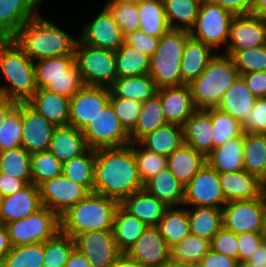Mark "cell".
<instances>
[{
    "label": "cell",
    "mask_w": 266,
    "mask_h": 267,
    "mask_svg": "<svg viewBox=\"0 0 266 267\" xmlns=\"http://www.w3.org/2000/svg\"><path fill=\"white\" fill-rule=\"evenodd\" d=\"M158 37L149 36L138 30L124 36V42L127 45L137 48L141 53L151 57L158 46Z\"/></svg>",
    "instance_id": "cell-58"
},
{
    "label": "cell",
    "mask_w": 266,
    "mask_h": 267,
    "mask_svg": "<svg viewBox=\"0 0 266 267\" xmlns=\"http://www.w3.org/2000/svg\"><path fill=\"white\" fill-rule=\"evenodd\" d=\"M229 40L225 51L266 45V21L251 14L234 16L230 23Z\"/></svg>",
    "instance_id": "cell-19"
},
{
    "label": "cell",
    "mask_w": 266,
    "mask_h": 267,
    "mask_svg": "<svg viewBox=\"0 0 266 267\" xmlns=\"http://www.w3.org/2000/svg\"><path fill=\"white\" fill-rule=\"evenodd\" d=\"M2 199L3 197L0 195V211H1Z\"/></svg>",
    "instance_id": "cell-77"
},
{
    "label": "cell",
    "mask_w": 266,
    "mask_h": 267,
    "mask_svg": "<svg viewBox=\"0 0 266 267\" xmlns=\"http://www.w3.org/2000/svg\"><path fill=\"white\" fill-rule=\"evenodd\" d=\"M206 163V157L183 143L167 156V168L185 187Z\"/></svg>",
    "instance_id": "cell-29"
},
{
    "label": "cell",
    "mask_w": 266,
    "mask_h": 267,
    "mask_svg": "<svg viewBox=\"0 0 266 267\" xmlns=\"http://www.w3.org/2000/svg\"><path fill=\"white\" fill-rule=\"evenodd\" d=\"M37 14L25 0H0V28L11 39Z\"/></svg>",
    "instance_id": "cell-37"
},
{
    "label": "cell",
    "mask_w": 266,
    "mask_h": 267,
    "mask_svg": "<svg viewBox=\"0 0 266 267\" xmlns=\"http://www.w3.org/2000/svg\"><path fill=\"white\" fill-rule=\"evenodd\" d=\"M211 114L213 124L214 148L223 145L226 141L243 134L240 121L217 108L206 109Z\"/></svg>",
    "instance_id": "cell-49"
},
{
    "label": "cell",
    "mask_w": 266,
    "mask_h": 267,
    "mask_svg": "<svg viewBox=\"0 0 266 267\" xmlns=\"http://www.w3.org/2000/svg\"><path fill=\"white\" fill-rule=\"evenodd\" d=\"M28 183L23 179L10 177L0 173V195L4 198L26 187Z\"/></svg>",
    "instance_id": "cell-63"
},
{
    "label": "cell",
    "mask_w": 266,
    "mask_h": 267,
    "mask_svg": "<svg viewBox=\"0 0 266 267\" xmlns=\"http://www.w3.org/2000/svg\"><path fill=\"white\" fill-rule=\"evenodd\" d=\"M251 15L266 21V0H255Z\"/></svg>",
    "instance_id": "cell-69"
},
{
    "label": "cell",
    "mask_w": 266,
    "mask_h": 267,
    "mask_svg": "<svg viewBox=\"0 0 266 267\" xmlns=\"http://www.w3.org/2000/svg\"><path fill=\"white\" fill-rule=\"evenodd\" d=\"M211 250L222 253L238 262V239L237 234L223 227L210 240Z\"/></svg>",
    "instance_id": "cell-57"
},
{
    "label": "cell",
    "mask_w": 266,
    "mask_h": 267,
    "mask_svg": "<svg viewBox=\"0 0 266 267\" xmlns=\"http://www.w3.org/2000/svg\"><path fill=\"white\" fill-rule=\"evenodd\" d=\"M21 102L0 124V152L21 146L22 137Z\"/></svg>",
    "instance_id": "cell-54"
},
{
    "label": "cell",
    "mask_w": 266,
    "mask_h": 267,
    "mask_svg": "<svg viewBox=\"0 0 266 267\" xmlns=\"http://www.w3.org/2000/svg\"><path fill=\"white\" fill-rule=\"evenodd\" d=\"M237 260L229 258L228 256L215 252L210 249V251L202 258L199 262L200 267H236Z\"/></svg>",
    "instance_id": "cell-62"
},
{
    "label": "cell",
    "mask_w": 266,
    "mask_h": 267,
    "mask_svg": "<svg viewBox=\"0 0 266 267\" xmlns=\"http://www.w3.org/2000/svg\"><path fill=\"white\" fill-rule=\"evenodd\" d=\"M10 40L11 38L0 28V45Z\"/></svg>",
    "instance_id": "cell-74"
},
{
    "label": "cell",
    "mask_w": 266,
    "mask_h": 267,
    "mask_svg": "<svg viewBox=\"0 0 266 267\" xmlns=\"http://www.w3.org/2000/svg\"><path fill=\"white\" fill-rule=\"evenodd\" d=\"M189 31L170 29L161 38L150 57L149 75L158 89L185 85L181 80V61Z\"/></svg>",
    "instance_id": "cell-6"
},
{
    "label": "cell",
    "mask_w": 266,
    "mask_h": 267,
    "mask_svg": "<svg viewBox=\"0 0 266 267\" xmlns=\"http://www.w3.org/2000/svg\"><path fill=\"white\" fill-rule=\"evenodd\" d=\"M223 228L238 233L262 232L263 195L257 199L234 200L222 208Z\"/></svg>",
    "instance_id": "cell-14"
},
{
    "label": "cell",
    "mask_w": 266,
    "mask_h": 267,
    "mask_svg": "<svg viewBox=\"0 0 266 267\" xmlns=\"http://www.w3.org/2000/svg\"><path fill=\"white\" fill-rule=\"evenodd\" d=\"M0 70L8 86H0V94L19 102H27L38 90L34 61L13 39L0 45Z\"/></svg>",
    "instance_id": "cell-4"
},
{
    "label": "cell",
    "mask_w": 266,
    "mask_h": 267,
    "mask_svg": "<svg viewBox=\"0 0 266 267\" xmlns=\"http://www.w3.org/2000/svg\"><path fill=\"white\" fill-rule=\"evenodd\" d=\"M163 4L170 29L187 31L193 27L201 5L194 0H163Z\"/></svg>",
    "instance_id": "cell-44"
},
{
    "label": "cell",
    "mask_w": 266,
    "mask_h": 267,
    "mask_svg": "<svg viewBox=\"0 0 266 267\" xmlns=\"http://www.w3.org/2000/svg\"><path fill=\"white\" fill-rule=\"evenodd\" d=\"M167 124L160 97L156 94L142 103V110L135 128L129 133L130 142H138L146 134Z\"/></svg>",
    "instance_id": "cell-39"
},
{
    "label": "cell",
    "mask_w": 266,
    "mask_h": 267,
    "mask_svg": "<svg viewBox=\"0 0 266 267\" xmlns=\"http://www.w3.org/2000/svg\"><path fill=\"white\" fill-rule=\"evenodd\" d=\"M264 192L266 193V184L264 185Z\"/></svg>",
    "instance_id": "cell-78"
},
{
    "label": "cell",
    "mask_w": 266,
    "mask_h": 267,
    "mask_svg": "<svg viewBox=\"0 0 266 267\" xmlns=\"http://www.w3.org/2000/svg\"><path fill=\"white\" fill-rule=\"evenodd\" d=\"M170 247L157 226H148L127 255L144 267H162L171 257Z\"/></svg>",
    "instance_id": "cell-20"
},
{
    "label": "cell",
    "mask_w": 266,
    "mask_h": 267,
    "mask_svg": "<svg viewBox=\"0 0 266 267\" xmlns=\"http://www.w3.org/2000/svg\"><path fill=\"white\" fill-rule=\"evenodd\" d=\"M111 267H144L137 260L130 258L126 253H122Z\"/></svg>",
    "instance_id": "cell-68"
},
{
    "label": "cell",
    "mask_w": 266,
    "mask_h": 267,
    "mask_svg": "<svg viewBox=\"0 0 266 267\" xmlns=\"http://www.w3.org/2000/svg\"><path fill=\"white\" fill-rule=\"evenodd\" d=\"M65 267H94L90 261L76 248L71 252Z\"/></svg>",
    "instance_id": "cell-64"
},
{
    "label": "cell",
    "mask_w": 266,
    "mask_h": 267,
    "mask_svg": "<svg viewBox=\"0 0 266 267\" xmlns=\"http://www.w3.org/2000/svg\"><path fill=\"white\" fill-rule=\"evenodd\" d=\"M262 235L264 240H266V193L263 192V229Z\"/></svg>",
    "instance_id": "cell-71"
},
{
    "label": "cell",
    "mask_w": 266,
    "mask_h": 267,
    "mask_svg": "<svg viewBox=\"0 0 266 267\" xmlns=\"http://www.w3.org/2000/svg\"><path fill=\"white\" fill-rule=\"evenodd\" d=\"M162 267H200V266L198 263L176 261L170 257L169 260Z\"/></svg>",
    "instance_id": "cell-70"
},
{
    "label": "cell",
    "mask_w": 266,
    "mask_h": 267,
    "mask_svg": "<svg viewBox=\"0 0 266 267\" xmlns=\"http://www.w3.org/2000/svg\"><path fill=\"white\" fill-rule=\"evenodd\" d=\"M256 98L266 97V71L240 75Z\"/></svg>",
    "instance_id": "cell-60"
},
{
    "label": "cell",
    "mask_w": 266,
    "mask_h": 267,
    "mask_svg": "<svg viewBox=\"0 0 266 267\" xmlns=\"http://www.w3.org/2000/svg\"><path fill=\"white\" fill-rule=\"evenodd\" d=\"M12 246L45 242L60 232V217L42 206L29 216L5 224Z\"/></svg>",
    "instance_id": "cell-9"
},
{
    "label": "cell",
    "mask_w": 266,
    "mask_h": 267,
    "mask_svg": "<svg viewBox=\"0 0 266 267\" xmlns=\"http://www.w3.org/2000/svg\"><path fill=\"white\" fill-rule=\"evenodd\" d=\"M38 14L39 11L37 9V6L41 4L42 0H25Z\"/></svg>",
    "instance_id": "cell-73"
},
{
    "label": "cell",
    "mask_w": 266,
    "mask_h": 267,
    "mask_svg": "<svg viewBox=\"0 0 266 267\" xmlns=\"http://www.w3.org/2000/svg\"><path fill=\"white\" fill-rule=\"evenodd\" d=\"M105 7L121 29L123 36L140 29L138 4H128L109 0Z\"/></svg>",
    "instance_id": "cell-53"
},
{
    "label": "cell",
    "mask_w": 266,
    "mask_h": 267,
    "mask_svg": "<svg viewBox=\"0 0 266 267\" xmlns=\"http://www.w3.org/2000/svg\"><path fill=\"white\" fill-rule=\"evenodd\" d=\"M73 239L75 248L84 254L94 267H111L122 254L112 230L83 232Z\"/></svg>",
    "instance_id": "cell-16"
},
{
    "label": "cell",
    "mask_w": 266,
    "mask_h": 267,
    "mask_svg": "<svg viewBox=\"0 0 266 267\" xmlns=\"http://www.w3.org/2000/svg\"><path fill=\"white\" fill-rule=\"evenodd\" d=\"M38 189L42 206L59 217L90 193L85 186L73 182L63 174L40 183Z\"/></svg>",
    "instance_id": "cell-12"
},
{
    "label": "cell",
    "mask_w": 266,
    "mask_h": 267,
    "mask_svg": "<svg viewBox=\"0 0 266 267\" xmlns=\"http://www.w3.org/2000/svg\"><path fill=\"white\" fill-rule=\"evenodd\" d=\"M117 78L141 76L149 73L150 57L125 42L115 51Z\"/></svg>",
    "instance_id": "cell-42"
},
{
    "label": "cell",
    "mask_w": 266,
    "mask_h": 267,
    "mask_svg": "<svg viewBox=\"0 0 266 267\" xmlns=\"http://www.w3.org/2000/svg\"><path fill=\"white\" fill-rule=\"evenodd\" d=\"M243 169L266 184V134L244 133Z\"/></svg>",
    "instance_id": "cell-36"
},
{
    "label": "cell",
    "mask_w": 266,
    "mask_h": 267,
    "mask_svg": "<svg viewBox=\"0 0 266 267\" xmlns=\"http://www.w3.org/2000/svg\"><path fill=\"white\" fill-rule=\"evenodd\" d=\"M230 11L234 16L249 15L254 6L255 0H212Z\"/></svg>",
    "instance_id": "cell-61"
},
{
    "label": "cell",
    "mask_w": 266,
    "mask_h": 267,
    "mask_svg": "<svg viewBox=\"0 0 266 267\" xmlns=\"http://www.w3.org/2000/svg\"><path fill=\"white\" fill-rule=\"evenodd\" d=\"M119 206L118 200L90 192L60 216V232L73 238L83 232L113 230Z\"/></svg>",
    "instance_id": "cell-3"
},
{
    "label": "cell",
    "mask_w": 266,
    "mask_h": 267,
    "mask_svg": "<svg viewBox=\"0 0 266 267\" xmlns=\"http://www.w3.org/2000/svg\"><path fill=\"white\" fill-rule=\"evenodd\" d=\"M143 189L169 207L183 205L184 186L168 168L147 180L143 184Z\"/></svg>",
    "instance_id": "cell-30"
},
{
    "label": "cell",
    "mask_w": 266,
    "mask_h": 267,
    "mask_svg": "<svg viewBox=\"0 0 266 267\" xmlns=\"http://www.w3.org/2000/svg\"><path fill=\"white\" fill-rule=\"evenodd\" d=\"M227 203L219 182V173L207 162L184 187L183 206L223 208Z\"/></svg>",
    "instance_id": "cell-13"
},
{
    "label": "cell",
    "mask_w": 266,
    "mask_h": 267,
    "mask_svg": "<svg viewBox=\"0 0 266 267\" xmlns=\"http://www.w3.org/2000/svg\"><path fill=\"white\" fill-rule=\"evenodd\" d=\"M255 101V95L247 88L243 78L239 76L224 93L217 109L241 122L251 111Z\"/></svg>",
    "instance_id": "cell-31"
},
{
    "label": "cell",
    "mask_w": 266,
    "mask_h": 267,
    "mask_svg": "<svg viewBox=\"0 0 266 267\" xmlns=\"http://www.w3.org/2000/svg\"><path fill=\"white\" fill-rule=\"evenodd\" d=\"M95 149L88 148L80 156L63 163L62 174L94 192Z\"/></svg>",
    "instance_id": "cell-43"
},
{
    "label": "cell",
    "mask_w": 266,
    "mask_h": 267,
    "mask_svg": "<svg viewBox=\"0 0 266 267\" xmlns=\"http://www.w3.org/2000/svg\"><path fill=\"white\" fill-rule=\"evenodd\" d=\"M219 182L227 202L257 199L264 192L262 180L244 169L219 173Z\"/></svg>",
    "instance_id": "cell-21"
},
{
    "label": "cell",
    "mask_w": 266,
    "mask_h": 267,
    "mask_svg": "<svg viewBox=\"0 0 266 267\" xmlns=\"http://www.w3.org/2000/svg\"><path fill=\"white\" fill-rule=\"evenodd\" d=\"M44 242L13 246L0 267H43Z\"/></svg>",
    "instance_id": "cell-46"
},
{
    "label": "cell",
    "mask_w": 266,
    "mask_h": 267,
    "mask_svg": "<svg viewBox=\"0 0 266 267\" xmlns=\"http://www.w3.org/2000/svg\"><path fill=\"white\" fill-rule=\"evenodd\" d=\"M78 40L93 47L117 51L124 43V36L110 11L104 6L93 21L84 26Z\"/></svg>",
    "instance_id": "cell-18"
},
{
    "label": "cell",
    "mask_w": 266,
    "mask_h": 267,
    "mask_svg": "<svg viewBox=\"0 0 266 267\" xmlns=\"http://www.w3.org/2000/svg\"><path fill=\"white\" fill-rule=\"evenodd\" d=\"M251 263H266V240H263L256 251L247 260Z\"/></svg>",
    "instance_id": "cell-67"
},
{
    "label": "cell",
    "mask_w": 266,
    "mask_h": 267,
    "mask_svg": "<svg viewBox=\"0 0 266 267\" xmlns=\"http://www.w3.org/2000/svg\"><path fill=\"white\" fill-rule=\"evenodd\" d=\"M112 1L128 3V4H139L142 0H112Z\"/></svg>",
    "instance_id": "cell-75"
},
{
    "label": "cell",
    "mask_w": 266,
    "mask_h": 267,
    "mask_svg": "<svg viewBox=\"0 0 266 267\" xmlns=\"http://www.w3.org/2000/svg\"><path fill=\"white\" fill-rule=\"evenodd\" d=\"M21 121V146L30 154L47 151L56 126L27 102H21Z\"/></svg>",
    "instance_id": "cell-17"
},
{
    "label": "cell",
    "mask_w": 266,
    "mask_h": 267,
    "mask_svg": "<svg viewBox=\"0 0 266 267\" xmlns=\"http://www.w3.org/2000/svg\"><path fill=\"white\" fill-rule=\"evenodd\" d=\"M133 153L143 184L167 168V156L151 152L143 148L138 142L133 143Z\"/></svg>",
    "instance_id": "cell-52"
},
{
    "label": "cell",
    "mask_w": 266,
    "mask_h": 267,
    "mask_svg": "<svg viewBox=\"0 0 266 267\" xmlns=\"http://www.w3.org/2000/svg\"><path fill=\"white\" fill-rule=\"evenodd\" d=\"M140 31L161 38L170 27L165 16L163 0H142L138 4Z\"/></svg>",
    "instance_id": "cell-40"
},
{
    "label": "cell",
    "mask_w": 266,
    "mask_h": 267,
    "mask_svg": "<svg viewBox=\"0 0 266 267\" xmlns=\"http://www.w3.org/2000/svg\"><path fill=\"white\" fill-rule=\"evenodd\" d=\"M87 149L83 132L70 125L56 127L48 147V151L62 164L80 156Z\"/></svg>",
    "instance_id": "cell-27"
},
{
    "label": "cell",
    "mask_w": 266,
    "mask_h": 267,
    "mask_svg": "<svg viewBox=\"0 0 266 267\" xmlns=\"http://www.w3.org/2000/svg\"><path fill=\"white\" fill-rule=\"evenodd\" d=\"M74 54L85 86L109 88L117 79L115 51L93 47L77 40Z\"/></svg>",
    "instance_id": "cell-8"
},
{
    "label": "cell",
    "mask_w": 266,
    "mask_h": 267,
    "mask_svg": "<svg viewBox=\"0 0 266 267\" xmlns=\"http://www.w3.org/2000/svg\"><path fill=\"white\" fill-rule=\"evenodd\" d=\"M110 104L112 105L121 125L128 133H130L137 124L142 110V102L134 99L110 97Z\"/></svg>",
    "instance_id": "cell-55"
},
{
    "label": "cell",
    "mask_w": 266,
    "mask_h": 267,
    "mask_svg": "<svg viewBox=\"0 0 266 267\" xmlns=\"http://www.w3.org/2000/svg\"><path fill=\"white\" fill-rule=\"evenodd\" d=\"M63 164L50 152L42 151L31 154L32 183H40L62 175Z\"/></svg>",
    "instance_id": "cell-51"
},
{
    "label": "cell",
    "mask_w": 266,
    "mask_h": 267,
    "mask_svg": "<svg viewBox=\"0 0 266 267\" xmlns=\"http://www.w3.org/2000/svg\"><path fill=\"white\" fill-rule=\"evenodd\" d=\"M109 103V88L84 85L70 97L69 125L82 131Z\"/></svg>",
    "instance_id": "cell-15"
},
{
    "label": "cell",
    "mask_w": 266,
    "mask_h": 267,
    "mask_svg": "<svg viewBox=\"0 0 266 267\" xmlns=\"http://www.w3.org/2000/svg\"><path fill=\"white\" fill-rule=\"evenodd\" d=\"M184 143L207 157L214 149L211 114L197 109L183 125Z\"/></svg>",
    "instance_id": "cell-24"
},
{
    "label": "cell",
    "mask_w": 266,
    "mask_h": 267,
    "mask_svg": "<svg viewBox=\"0 0 266 267\" xmlns=\"http://www.w3.org/2000/svg\"><path fill=\"white\" fill-rule=\"evenodd\" d=\"M224 54L232 58L239 75L266 71V45Z\"/></svg>",
    "instance_id": "cell-50"
},
{
    "label": "cell",
    "mask_w": 266,
    "mask_h": 267,
    "mask_svg": "<svg viewBox=\"0 0 266 267\" xmlns=\"http://www.w3.org/2000/svg\"><path fill=\"white\" fill-rule=\"evenodd\" d=\"M190 234L211 240L223 227L222 209L215 207L187 208Z\"/></svg>",
    "instance_id": "cell-38"
},
{
    "label": "cell",
    "mask_w": 266,
    "mask_h": 267,
    "mask_svg": "<svg viewBox=\"0 0 266 267\" xmlns=\"http://www.w3.org/2000/svg\"><path fill=\"white\" fill-rule=\"evenodd\" d=\"M239 251L238 262L247 261L256 251V248L264 240L262 232H247L237 234Z\"/></svg>",
    "instance_id": "cell-59"
},
{
    "label": "cell",
    "mask_w": 266,
    "mask_h": 267,
    "mask_svg": "<svg viewBox=\"0 0 266 267\" xmlns=\"http://www.w3.org/2000/svg\"><path fill=\"white\" fill-rule=\"evenodd\" d=\"M212 50L214 49L201 41L191 37L187 40L180 67L181 80L185 85H189L204 72L216 55Z\"/></svg>",
    "instance_id": "cell-28"
},
{
    "label": "cell",
    "mask_w": 266,
    "mask_h": 267,
    "mask_svg": "<svg viewBox=\"0 0 266 267\" xmlns=\"http://www.w3.org/2000/svg\"><path fill=\"white\" fill-rule=\"evenodd\" d=\"M142 189L133 143L95 149L94 193L121 202Z\"/></svg>",
    "instance_id": "cell-1"
},
{
    "label": "cell",
    "mask_w": 266,
    "mask_h": 267,
    "mask_svg": "<svg viewBox=\"0 0 266 267\" xmlns=\"http://www.w3.org/2000/svg\"><path fill=\"white\" fill-rule=\"evenodd\" d=\"M138 143L159 155H170L184 143L183 126L167 123L142 137Z\"/></svg>",
    "instance_id": "cell-32"
},
{
    "label": "cell",
    "mask_w": 266,
    "mask_h": 267,
    "mask_svg": "<svg viewBox=\"0 0 266 267\" xmlns=\"http://www.w3.org/2000/svg\"><path fill=\"white\" fill-rule=\"evenodd\" d=\"M234 15L212 0L200 5L198 16L189 30L190 37L212 49L228 43L230 23Z\"/></svg>",
    "instance_id": "cell-10"
},
{
    "label": "cell",
    "mask_w": 266,
    "mask_h": 267,
    "mask_svg": "<svg viewBox=\"0 0 266 267\" xmlns=\"http://www.w3.org/2000/svg\"><path fill=\"white\" fill-rule=\"evenodd\" d=\"M210 241L189 234L180 243L175 244L170 249L171 258L176 261L198 263L210 251Z\"/></svg>",
    "instance_id": "cell-48"
},
{
    "label": "cell",
    "mask_w": 266,
    "mask_h": 267,
    "mask_svg": "<svg viewBox=\"0 0 266 267\" xmlns=\"http://www.w3.org/2000/svg\"><path fill=\"white\" fill-rule=\"evenodd\" d=\"M27 103L56 127L69 125L70 98L42 88Z\"/></svg>",
    "instance_id": "cell-25"
},
{
    "label": "cell",
    "mask_w": 266,
    "mask_h": 267,
    "mask_svg": "<svg viewBox=\"0 0 266 267\" xmlns=\"http://www.w3.org/2000/svg\"><path fill=\"white\" fill-rule=\"evenodd\" d=\"M12 244L6 226L0 224V262L6 254L12 249Z\"/></svg>",
    "instance_id": "cell-65"
},
{
    "label": "cell",
    "mask_w": 266,
    "mask_h": 267,
    "mask_svg": "<svg viewBox=\"0 0 266 267\" xmlns=\"http://www.w3.org/2000/svg\"><path fill=\"white\" fill-rule=\"evenodd\" d=\"M42 207L39 189L33 183L2 199L0 224L23 219Z\"/></svg>",
    "instance_id": "cell-23"
},
{
    "label": "cell",
    "mask_w": 266,
    "mask_h": 267,
    "mask_svg": "<svg viewBox=\"0 0 266 267\" xmlns=\"http://www.w3.org/2000/svg\"><path fill=\"white\" fill-rule=\"evenodd\" d=\"M175 208L169 207L157 225L170 248L190 234L187 209Z\"/></svg>",
    "instance_id": "cell-41"
},
{
    "label": "cell",
    "mask_w": 266,
    "mask_h": 267,
    "mask_svg": "<svg viewBox=\"0 0 266 267\" xmlns=\"http://www.w3.org/2000/svg\"><path fill=\"white\" fill-rule=\"evenodd\" d=\"M109 90L110 97L134 99L142 103L158 92V88L149 74L117 78Z\"/></svg>",
    "instance_id": "cell-34"
},
{
    "label": "cell",
    "mask_w": 266,
    "mask_h": 267,
    "mask_svg": "<svg viewBox=\"0 0 266 267\" xmlns=\"http://www.w3.org/2000/svg\"><path fill=\"white\" fill-rule=\"evenodd\" d=\"M240 123L243 133L266 134V97L256 98L253 108Z\"/></svg>",
    "instance_id": "cell-56"
},
{
    "label": "cell",
    "mask_w": 266,
    "mask_h": 267,
    "mask_svg": "<svg viewBox=\"0 0 266 267\" xmlns=\"http://www.w3.org/2000/svg\"><path fill=\"white\" fill-rule=\"evenodd\" d=\"M82 132L91 149L122 147L131 143L129 133L121 125L110 103Z\"/></svg>",
    "instance_id": "cell-11"
},
{
    "label": "cell",
    "mask_w": 266,
    "mask_h": 267,
    "mask_svg": "<svg viewBox=\"0 0 266 267\" xmlns=\"http://www.w3.org/2000/svg\"><path fill=\"white\" fill-rule=\"evenodd\" d=\"M120 206L147 226H157L169 208L164 202L147 193L144 189L124 198L120 202Z\"/></svg>",
    "instance_id": "cell-26"
},
{
    "label": "cell",
    "mask_w": 266,
    "mask_h": 267,
    "mask_svg": "<svg viewBox=\"0 0 266 267\" xmlns=\"http://www.w3.org/2000/svg\"><path fill=\"white\" fill-rule=\"evenodd\" d=\"M74 248V239L59 232L55 237L44 242L43 267H65Z\"/></svg>",
    "instance_id": "cell-47"
},
{
    "label": "cell",
    "mask_w": 266,
    "mask_h": 267,
    "mask_svg": "<svg viewBox=\"0 0 266 267\" xmlns=\"http://www.w3.org/2000/svg\"><path fill=\"white\" fill-rule=\"evenodd\" d=\"M243 145L244 133L214 148L206 162L218 173L240 171L243 169Z\"/></svg>",
    "instance_id": "cell-33"
},
{
    "label": "cell",
    "mask_w": 266,
    "mask_h": 267,
    "mask_svg": "<svg viewBox=\"0 0 266 267\" xmlns=\"http://www.w3.org/2000/svg\"><path fill=\"white\" fill-rule=\"evenodd\" d=\"M147 227L142 221L119 206L114 216L112 230L119 251L127 253Z\"/></svg>",
    "instance_id": "cell-35"
},
{
    "label": "cell",
    "mask_w": 266,
    "mask_h": 267,
    "mask_svg": "<svg viewBox=\"0 0 266 267\" xmlns=\"http://www.w3.org/2000/svg\"><path fill=\"white\" fill-rule=\"evenodd\" d=\"M236 267H266V263H251L248 261H241L237 263Z\"/></svg>",
    "instance_id": "cell-72"
},
{
    "label": "cell",
    "mask_w": 266,
    "mask_h": 267,
    "mask_svg": "<svg viewBox=\"0 0 266 267\" xmlns=\"http://www.w3.org/2000/svg\"><path fill=\"white\" fill-rule=\"evenodd\" d=\"M157 95L160 97L167 123L183 126L197 110L189 85L160 88Z\"/></svg>",
    "instance_id": "cell-22"
},
{
    "label": "cell",
    "mask_w": 266,
    "mask_h": 267,
    "mask_svg": "<svg viewBox=\"0 0 266 267\" xmlns=\"http://www.w3.org/2000/svg\"><path fill=\"white\" fill-rule=\"evenodd\" d=\"M36 62L34 67L38 89L45 88L70 98L84 86L75 55L44 58Z\"/></svg>",
    "instance_id": "cell-7"
},
{
    "label": "cell",
    "mask_w": 266,
    "mask_h": 267,
    "mask_svg": "<svg viewBox=\"0 0 266 267\" xmlns=\"http://www.w3.org/2000/svg\"><path fill=\"white\" fill-rule=\"evenodd\" d=\"M18 102L0 94V124L7 115L17 106Z\"/></svg>",
    "instance_id": "cell-66"
},
{
    "label": "cell",
    "mask_w": 266,
    "mask_h": 267,
    "mask_svg": "<svg viewBox=\"0 0 266 267\" xmlns=\"http://www.w3.org/2000/svg\"><path fill=\"white\" fill-rule=\"evenodd\" d=\"M12 39L34 62L44 58L75 55L78 40L39 14L27 21Z\"/></svg>",
    "instance_id": "cell-2"
},
{
    "label": "cell",
    "mask_w": 266,
    "mask_h": 267,
    "mask_svg": "<svg viewBox=\"0 0 266 267\" xmlns=\"http://www.w3.org/2000/svg\"><path fill=\"white\" fill-rule=\"evenodd\" d=\"M239 76L232 58L217 53L204 72L189 84L195 108H217L224 93Z\"/></svg>",
    "instance_id": "cell-5"
},
{
    "label": "cell",
    "mask_w": 266,
    "mask_h": 267,
    "mask_svg": "<svg viewBox=\"0 0 266 267\" xmlns=\"http://www.w3.org/2000/svg\"><path fill=\"white\" fill-rule=\"evenodd\" d=\"M196 2H198L199 4H203L204 2L210 1V0H194Z\"/></svg>",
    "instance_id": "cell-76"
},
{
    "label": "cell",
    "mask_w": 266,
    "mask_h": 267,
    "mask_svg": "<svg viewBox=\"0 0 266 267\" xmlns=\"http://www.w3.org/2000/svg\"><path fill=\"white\" fill-rule=\"evenodd\" d=\"M0 173L32 183L31 154L22 146L0 152Z\"/></svg>",
    "instance_id": "cell-45"
}]
</instances>
